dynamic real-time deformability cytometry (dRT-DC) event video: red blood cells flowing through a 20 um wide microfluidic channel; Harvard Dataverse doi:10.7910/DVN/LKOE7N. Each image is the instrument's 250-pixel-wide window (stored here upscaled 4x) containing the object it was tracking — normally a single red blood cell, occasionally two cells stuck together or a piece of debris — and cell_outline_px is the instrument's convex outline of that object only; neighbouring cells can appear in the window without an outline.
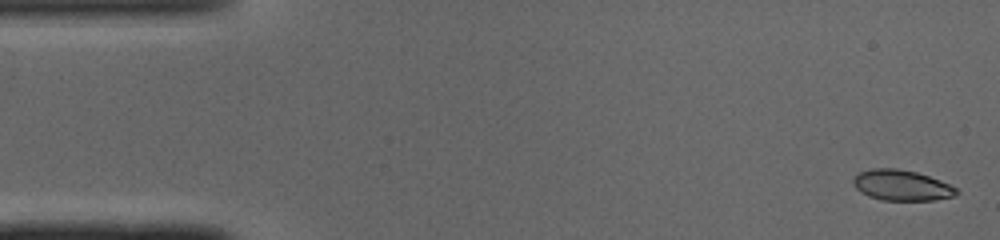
{"species": "common noctule bat (a hibernating species)", "species_latin": "Nyctalus noctula", "temperature_condition": "cold", "stored_images_in_passage": 48, "camera_frame_rate_fps": 3000, "um_per_image_px": 0.085, "animal": {"sex": "male", "body_mass_g": 19.0, "forearm_length_mm": 50.8}, "frame": {"image": 1, "passage_image": 1, "time_ms": 0.0, "image_size_px": [1000, 240], "cell_outline_px": [[960, 192], [956, 196], [932, 200], [880, 200], [868, 196], [860, 192], [852, 184], [852, 180], [860, 172], [872, 168], [896, 168], [916, 172], [940, 180], [956, 188]], "centroid_in_image_um": [76.62, 15.75], "position_along_channel_um": 8.4, "area_um2": 18.44}}
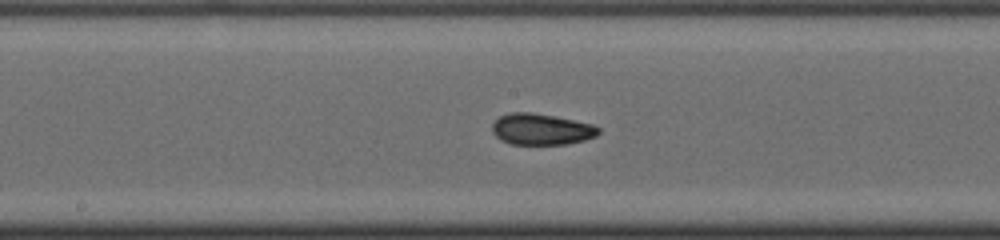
{"frame": {"image": 2, "passage_image": 24, "time_ms": 7.667, "image_size_px": [1000, 240], "cell_outline_px": [[600, 132], [596, 136], [584, 140], [568, 144], [512, 144], [500, 140], [492, 132], [492, 124], [500, 116], [512, 112], [532, 112], [592, 124], [600, 128]], "centroid_in_image_um": [46.0, 10.99], "position_along_channel_um": 202.2, "area_um2": 19.25}}
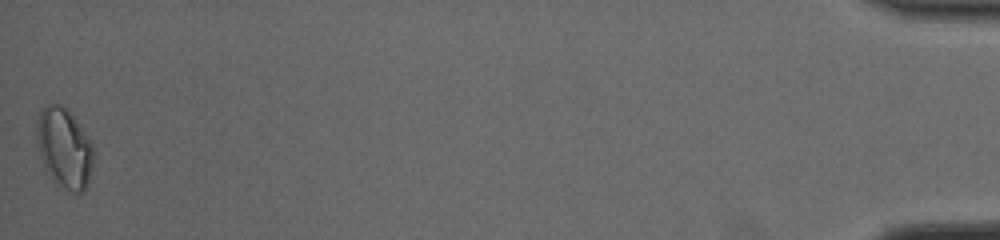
{"frame": {"image": 3, "passage_image": 48, "time_ms": 15.667, "image_size_px": [1000, 240], "cell_outline_px": [[92, 168], [88, 184], [80, 196], [60, 188], [52, 180], [40, 156], [36, 140], [36, 124], [40, 112], [48, 104], [60, 104], [72, 116], [92, 144]], "centroid_in_image_um": [5.45, 12.66], "position_along_channel_um": 429.8, "area_um2": 26.3}, "authors_computed_cell_mechanics": {"area_um2": 19.2763, "velocity_mm_per_s": 4.0997, "shape_relaxation_time_tau1_ms": null, "shape_relaxation_time_tau2_ms": 1.9819, "deformation_change_tau1": null, "deformation_change_tau2": 0.0552}}